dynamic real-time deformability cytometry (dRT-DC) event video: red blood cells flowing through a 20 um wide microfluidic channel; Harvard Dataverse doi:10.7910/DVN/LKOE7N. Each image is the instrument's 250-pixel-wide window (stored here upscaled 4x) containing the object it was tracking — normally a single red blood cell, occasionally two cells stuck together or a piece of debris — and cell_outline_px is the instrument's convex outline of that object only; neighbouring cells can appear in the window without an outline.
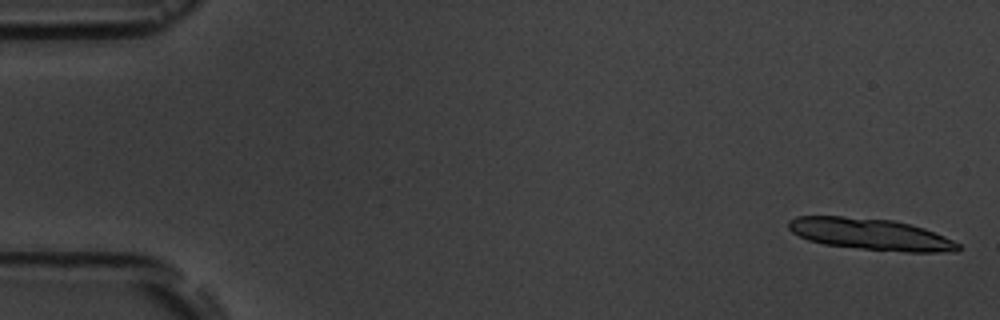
{"species": "common noctule bat (a hibernating species)", "species_latin": "Nyctalus noctula", "temperature_condition": "room temperature", "stored_images_in_passage": 6, "camera_frame_rate_fps": 3000, "um_per_image_px": 0.085, "animal": {"sex": "male", "body_mass_g": 19.5, "forearm_length_mm": 54.6}, "frame": {"image": 1, "passage_image": 1, "time_ms": 0.0, "image_size_px": [1000, 320], "cell_outline_px": [[960, 248], [956, 252], [904, 252], [860, 248], [824, 244], [808, 240], [792, 232], [788, 228], [788, 220], [796, 216], [844, 216], [892, 220], [924, 228], [944, 236], [960, 244]], "centroid_in_image_um": [73.99, 19.9], "position_along_channel_um": 11.0, "area_um2": 31.1}}